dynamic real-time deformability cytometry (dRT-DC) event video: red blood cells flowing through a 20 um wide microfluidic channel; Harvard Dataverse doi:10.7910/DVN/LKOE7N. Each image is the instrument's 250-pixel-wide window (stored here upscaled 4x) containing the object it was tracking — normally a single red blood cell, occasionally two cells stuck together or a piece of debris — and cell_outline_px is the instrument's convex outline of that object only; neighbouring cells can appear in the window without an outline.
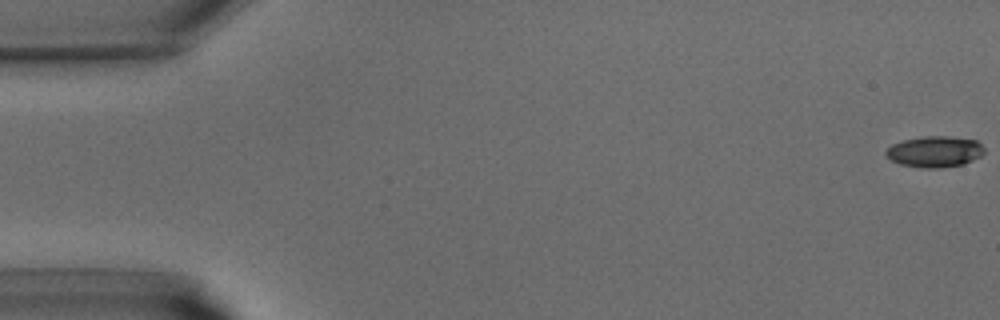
{"species": "common noctule bat (a hibernating species)", "species_latin": "Nyctalus noctula", "temperature_condition": "warm", "stored_images_in_passage": 41, "camera_frame_rate_fps": 3000, "um_per_image_px": 0.085, "animal": {"sex": "male", "body_mass_g": 15.6}, "frame": {"image": 1, "passage_image": 1, "time_ms": 0.0, "image_size_px": [1000, 320], "cell_outline_px": [[984, 152], [980, 156], [964, 164], [940, 168], [924, 168], [900, 164], [892, 160], [884, 152], [892, 144], [904, 140], [924, 136], [948, 136], [976, 140], [984, 148]], "centroid_in_image_um": [79.46, 12.89], "position_along_channel_um": 5.5, "area_um2": 17.69}}
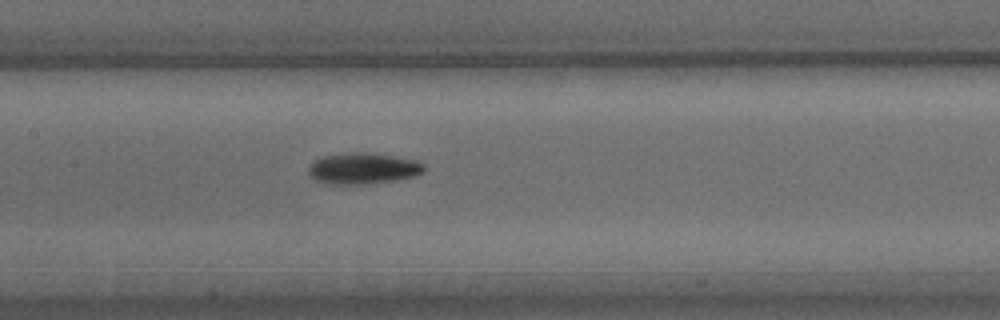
{"frame": {"image": 2, "passage_image": 20, "time_ms": 6.333, "image_size_px": [1000, 320], "cell_outline_px": [[424, 172], [416, 176], [396, 180], [364, 184], [328, 184], [316, 180], [308, 172], [308, 168], [320, 156], [352, 152], [364, 152], [392, 156], [416, 160], [424, 164]], "centroid_in_image_um": [30.87, 14.32], "position_along_channel_um": 176.5, "area_um2": 20.92}}
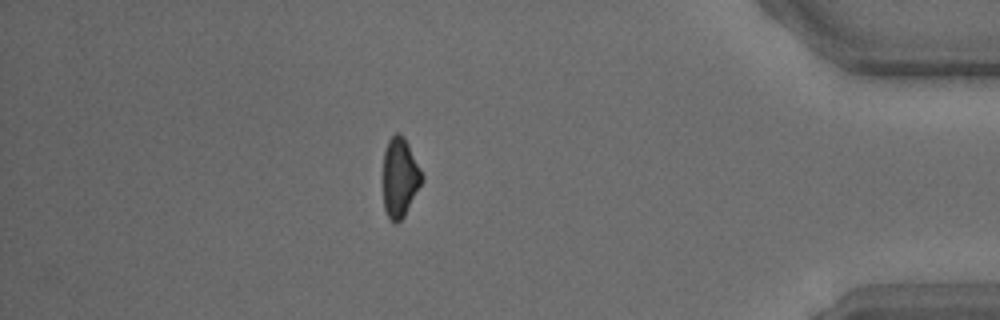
{"frame": {"image": 3, "passage_image": 36, "time_ms": 11.667, "image_size_px": [1000, 320], "cell_outline_px": [[424, 180], [404, 216], [396, 224], [392, 224], [384, 208], [384, 152], [388, 140], [396, 132], [400, 132], [404, 136], [424, 176]], "centroid_in_image_um": [34.0, 15.09], "position_along_channel_um": 401.2, "area_um2": 17.98}}